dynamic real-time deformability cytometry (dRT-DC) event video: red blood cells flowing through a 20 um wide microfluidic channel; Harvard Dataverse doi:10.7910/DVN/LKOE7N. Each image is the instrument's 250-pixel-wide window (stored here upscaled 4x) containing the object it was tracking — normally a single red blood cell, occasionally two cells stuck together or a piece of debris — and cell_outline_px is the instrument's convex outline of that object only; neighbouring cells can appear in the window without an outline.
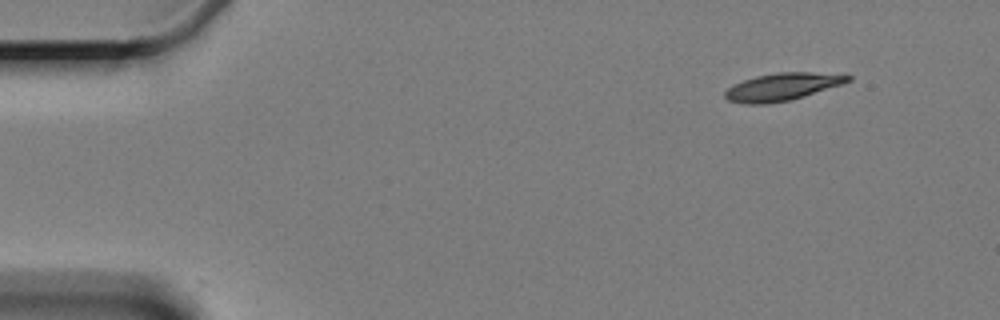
{"species": "Egyptian fruit bat (a non-hibernating species)", "species_latin": "Rousettus aegyptiacus", "temperature_condition": "cold", "stored_images_in_passage": 2, "camera_frame_rate_fps": 3000, "um_per_image_px": 0.085, "animal": {"sex": "female"}, "frame": {"image": 1, "passage_image": 1, "time_ms": 0.0, "image_size_px": [1000, 320], "cell_outline_px": [[852, 80], [792, 100], [768, 104], [744, 104], [728, 100], [724, 96], [724, 92], [732, 84], [756, 76], [776, 72], [808, 72], [852, 76]], "centroid_in_image_um": [66.42, 7.39], "position_along_channel_um": 18.6, "area_um2": 19.54}}